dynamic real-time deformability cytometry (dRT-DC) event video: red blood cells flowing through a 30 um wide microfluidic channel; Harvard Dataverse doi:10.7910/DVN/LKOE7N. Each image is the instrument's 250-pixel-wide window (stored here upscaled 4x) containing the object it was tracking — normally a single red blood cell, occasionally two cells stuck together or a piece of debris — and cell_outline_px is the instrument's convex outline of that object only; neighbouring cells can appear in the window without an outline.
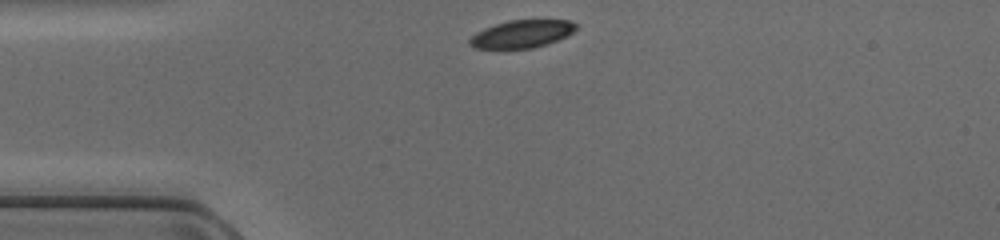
{"species": "common noctule bat (a hibernating species)", "species_latin": "Nyctalus noctula", "temperature_condition": "cold", "stored_images_in_passage": 37, "camera_frame_rate_fps": 3000, "um_per_image_px": 0.085, "animal": {"sex": "female", "body_mass_g": 17.0, "forearm_length_mm": 48.0}, "frame": {"image": 1, "passage_image": 1, "time_ms": 0.0, "image_size_px": [1000, 240], "cell_outline_px": [[580, 24], [568, 36], [532, 48], [476, 48], [468, 44], [468, 40], [476, 32], [484, 28], [508, 20], [568, 20]], "centroid_in_image_um": [44.36, 2.87], "position_along_channel_um": 40.6, "area_um2": 17.05}}
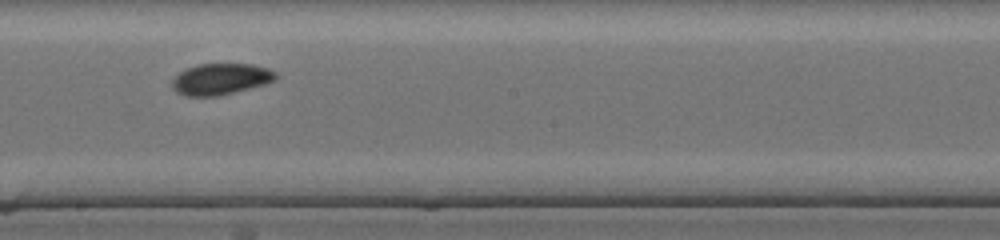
{"frame": {"image": 2, "passage_image": 16, "time_ms": 5.0, "image_size_px": [1000, 240], "cell_outline_px": [[276, 80], [264, 84], [216, 96], [184, 96], [176, 92], [172, 88], [172, 80], [180, 72], [196, 64], [252, 64], [268, 68], [276, 72]], "centroid_in_image_um": [18.74, 6.71], "position_along_channel_um": 229.5, "area_um2": 18.73}}
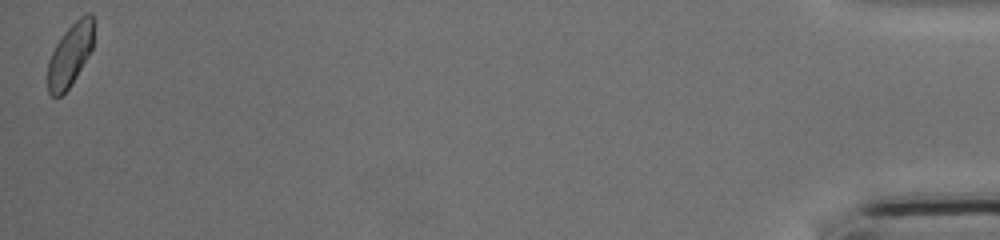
{"frame": {"image": 3, "passage_image": 37, "time_ms": 12.0, "image_size_px": [1000, 240], "cell_outline_px": [[92, 48], [88, 56], [76, 76], [68, 88], [60, 96], [52, 96], [48, 92], [48, 60], [56, 44], [64, 32], [80, 16], [88, 12], [92, 12]], "centroid_in_image_um": [5.94, 4.66], "position_along_channel_um": 429.3, "area_um2": 16.42}}